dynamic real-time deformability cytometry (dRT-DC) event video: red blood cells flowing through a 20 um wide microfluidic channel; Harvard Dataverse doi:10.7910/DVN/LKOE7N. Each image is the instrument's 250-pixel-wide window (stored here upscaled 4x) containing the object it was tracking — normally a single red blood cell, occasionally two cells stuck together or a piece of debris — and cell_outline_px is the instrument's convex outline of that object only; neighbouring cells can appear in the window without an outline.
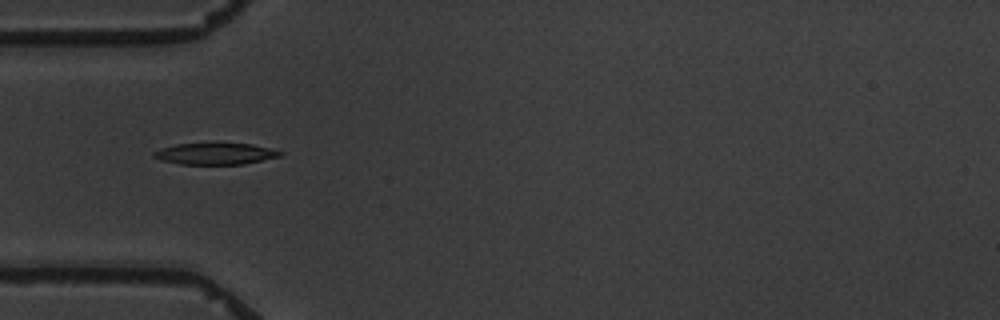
{"species": "common noctule bat (a hibernating species)", "species_latin": "Nyctalus noctula", "temperature_condition": "warm", "stored_images_in_passage": 5, "camera_frame_rate_fps": 3000, "um_per_image_px": 0.085, "animal": {"sex": "male", "body_mass_g": 19.5, "forearm_length_mm": 54.6}, "frame": {"image": 1, "passage_image": 3, "time_ms": 3.333, "image_size_px": [1000, 320], "cell_outline_px": [[284, 152], [280, 156], [244, 164], [180, 164], [160, 160], [152, 156], [152, 152], [160, 148], [176, 144], [212, 140], [252, 144]], "centroid_in_image_um": [18.24, 13.01], "position_along_channel_um": 66.8, "area_um2": 16.7}}
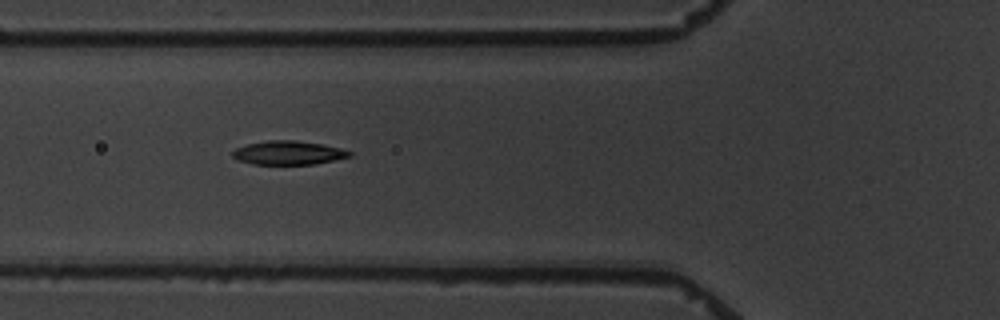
{"frame": {"image": 2, "passage_image": 4, "time_ms": 4.333, "image_size_px": [1000, 320], "cell_outline_px": [[352, 156], [316, 164], [252, 164], [236, 160], [232, 156], [232, 152], [236, 148], [248, 144], [268, 140], [292, 140], [320, 144], [340, 148], [352, 152]], "centroid_in_image_um": [24.49, 12.99], "position_along_channel_um": 101.3, "area_um2": 16.13}}
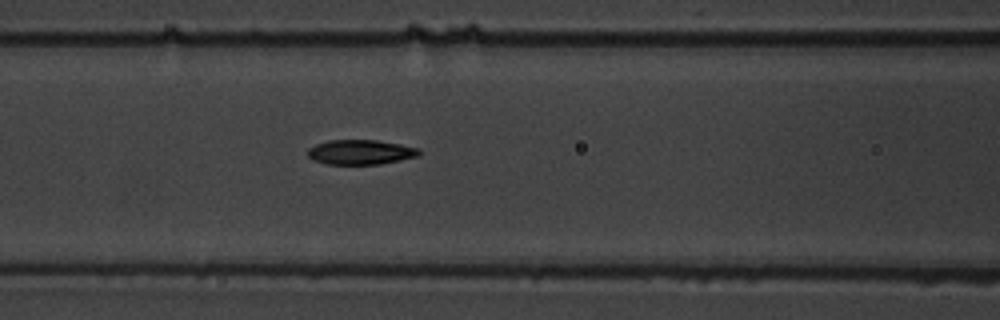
{"frame": {"image": 3, "passage_image": 5, "time_ms": 5.333, "image_size_px": [1000, 320], "cell_outline_px": [[420, 156], [380, 164], [328, 164], [312, 160], [308, 156], [308, 148], [316, 144], [328, 140], [376, 140], [400, 144], [420, 148]], "centroid_in_image_um": [30.66, 12.93], "position_along_channel_um": 135.9, "area_um2": 16.13}}